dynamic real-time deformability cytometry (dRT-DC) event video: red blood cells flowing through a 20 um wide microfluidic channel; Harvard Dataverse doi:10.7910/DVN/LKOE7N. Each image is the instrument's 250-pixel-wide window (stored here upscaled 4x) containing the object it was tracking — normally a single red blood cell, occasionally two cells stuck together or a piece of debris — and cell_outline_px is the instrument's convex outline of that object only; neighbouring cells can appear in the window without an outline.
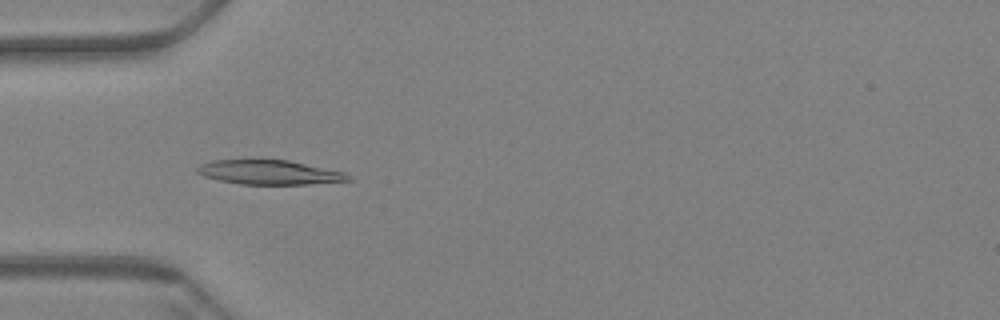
{"species": "Egyptian fruit bat (a non-hibernating species)", "species_latin": "Rousettus aegyptiacus", "temperature_condition": "warm", "stored_images_in_passage": 62, "camera_frame_rate_fps": 3000, "um_per_image_px": 0.085, "animal": {"sex": "female"}, "frame": {"image": 1, "passage_image": 20, "time_ms": 6.333, "image_size_px": [1000, 320], "cell_outline_px": [[352, 180], [308, 184], [240, 184], [220, 180], [204, 176], [196, 172], [196, 168], [200, 164], [212, 160], [288, 160], [344, 172], [352, 176]], "centroid_in_image_um": [22.89, 14.65], "position_along_channel_um": 62.1, "area_um2": 21.27}}
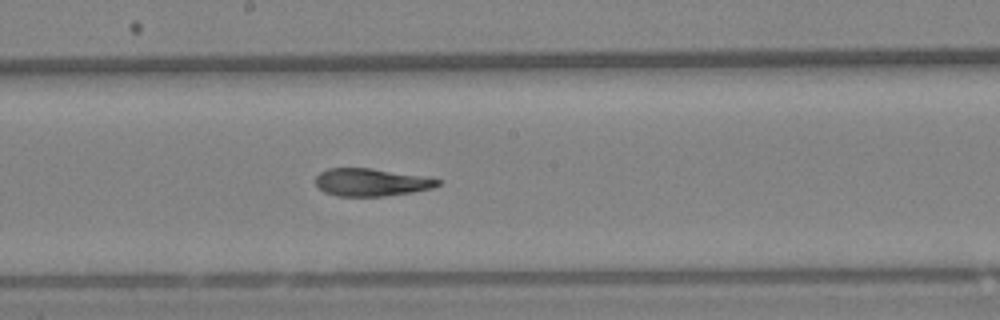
{"frame": {"image": 2, "passage_image": 34, "time_ms": 11.0, "image_size_px": [1000, 320], "cell_outline_px": [[440, 184], [432, 188], [412, 192], [384, 196], [336, 196], [324, 192], [316, 184], [316, 176], [320, 172], [328, 168], [368, 168], [428, 176], [440, 180]], "centroid_in_image_um": [31.56, 15.49], "position_along_channel_um": 216.6, "area_um2": 19.71}}
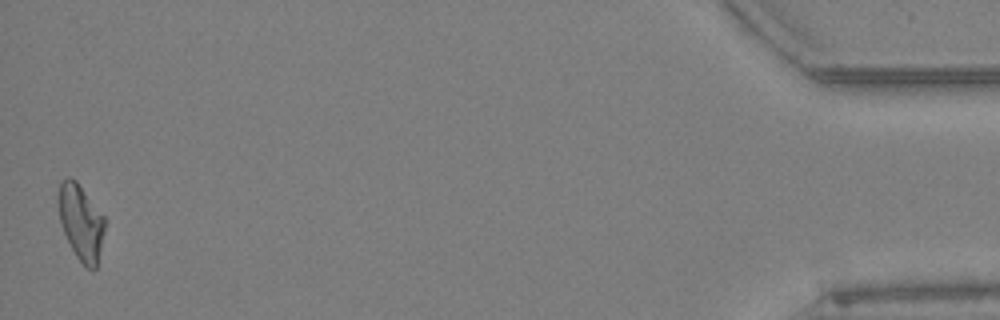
{"frame": {"image": 3, "passage_image": 61, "time_ms": 20.0, "image_size_px": [1000, 320], "cell_outline_px": [[104, 232], [96, 268], [84, 268], [76, 256], [64, 232], [60, 220], [56, 200], [60, 184], [68, 176], [76, 180], [104, 216]], "centroid_in_image_um": [6.86, 18.87], "position_along_channel_um": 428.3, "area_um2": 20.29}, "authors_computed_cell_mechanics": {"area_um2": 20.9525, "velocity_mm_per_s": 3.3677, "shape_relaxation_time_tau1_ms": null, "shape_relaxation_time_tau2_ms": 2.5897, "deformation_change_tau1": null, "deformation_change_tau2": 0.1047}}